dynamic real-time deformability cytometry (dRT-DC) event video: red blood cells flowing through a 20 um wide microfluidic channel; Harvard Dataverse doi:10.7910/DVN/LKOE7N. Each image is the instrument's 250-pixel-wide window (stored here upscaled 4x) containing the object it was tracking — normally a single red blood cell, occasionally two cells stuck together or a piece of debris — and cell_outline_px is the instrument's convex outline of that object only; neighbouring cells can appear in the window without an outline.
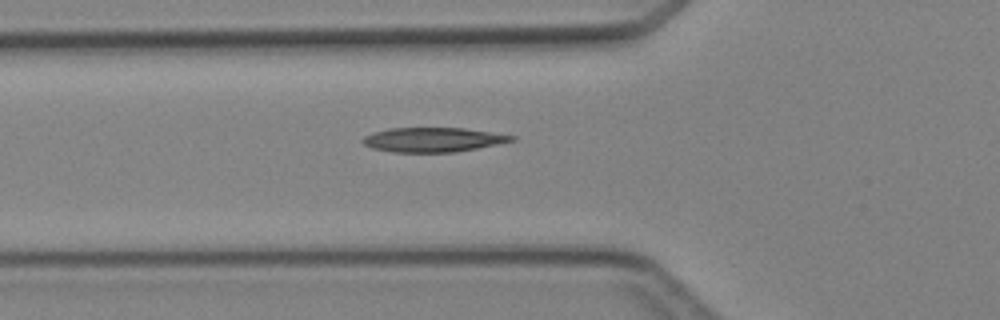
{"species": "Egyptian fruit bat (a non-hibernating species)", "species_latin": "Rousettus aegyptiacus", "temperature_condition": "cold", "stored_images_in_passage": 4, "camera_frame_rate_fps": 3000, "um_per_image_px": 0.085, "animal": {"sex": "female"}, "frame": {"image": 1, "passage_image": 4, "time_ms": 4.667, "image_size_px": [1000, 320], "cell_outline_px": [[516, 140], [456, 152], [392, 152], [372, 148], [364, 144], [360, 140], [364, 136], [372, 132], [388, 128], [464, 128], [516, 136]], "centroid_in_image_um": [36.76, 11.87], "position_along_channel_um": 89.0, "area_um2": 21.15}}